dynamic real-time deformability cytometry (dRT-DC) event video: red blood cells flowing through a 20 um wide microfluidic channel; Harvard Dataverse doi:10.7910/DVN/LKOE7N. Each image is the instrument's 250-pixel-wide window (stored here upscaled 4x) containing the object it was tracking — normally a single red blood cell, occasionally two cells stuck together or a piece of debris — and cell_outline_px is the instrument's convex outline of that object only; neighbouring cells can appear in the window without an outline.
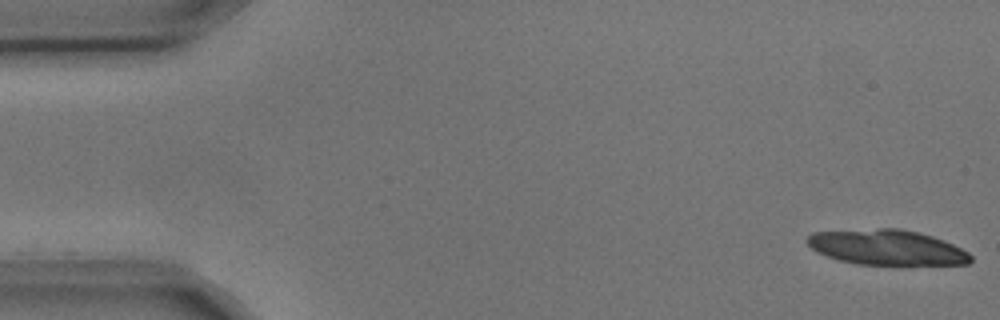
{"species": "common noctule bat (a hibernating species)", "species_latin": "Nyctalus noctula", "temperature_condition": "cold", "stored_images_in_passage": 4, "camera_frame_rate_fps": 3000, "um_per_image_px": 0.085, "animal": {"sex": "male", "body_mass_g": 17.9, "forearm_length_mm": 54.2}, "frame": {"image": 1, "passage_image": 1, "time_ms": 0.0, "image_size_px": [1000, 320], "cell_outline_px": [[972, 260], [968, 264], [856, 264], [840, 260], [816, 252], [804, 240], [812, 232], [880, 228], [900, 228], [932, 236], [944, 240], [968, 252], [972, 256]], "centroid_in_image_um": [75.36, 21.02], "position_along_channel_um": 9.6, "area_um2": 33.35}}